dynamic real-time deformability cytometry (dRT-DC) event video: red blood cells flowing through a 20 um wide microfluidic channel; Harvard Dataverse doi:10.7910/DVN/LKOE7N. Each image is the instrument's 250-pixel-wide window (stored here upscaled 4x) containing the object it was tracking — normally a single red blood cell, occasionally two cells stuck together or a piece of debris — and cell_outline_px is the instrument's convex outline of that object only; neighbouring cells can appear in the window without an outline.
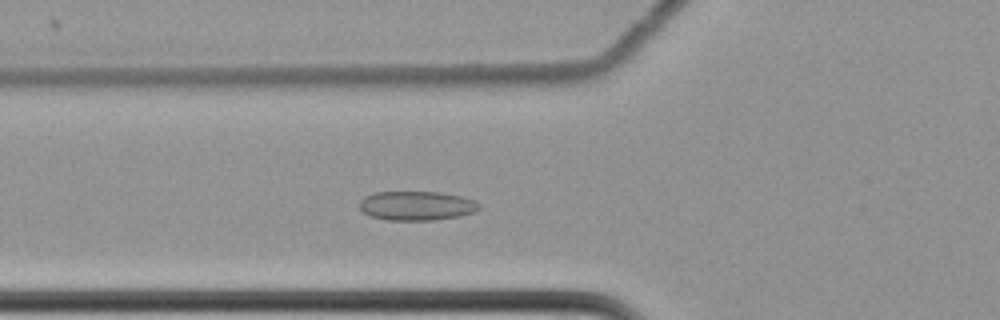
{"species": "common noctule bat (a hibernating species)", "species_latin": "Nyctalus noctula", "temperature_condition": "cold", "stored_images_in_passage": 61, "camera_frame_rate_fps": 3000, "um_per_image_px": 0.085, "animal": {"sex": "female", "body_mass_g": 22.7, "forearm_length_mm": 54.2}, "frame": {"image": 1, "passage_image": 23, "time_ms": 7.333, "image_size_px": [1000, 320], "cell_outline_px": [[480, 208], [476, 212], [460, 216], [432, 220], [388, 220], [368, 216], [360, 208], [360, 200], [364, 196], [372, 192], [440, 192], [460, 196], [472, 200], [480, 204]], "centroid_in_image_um": [35.39, 17.49], "position_along_channel_um": 90.4, "area_um2": 20.46}}
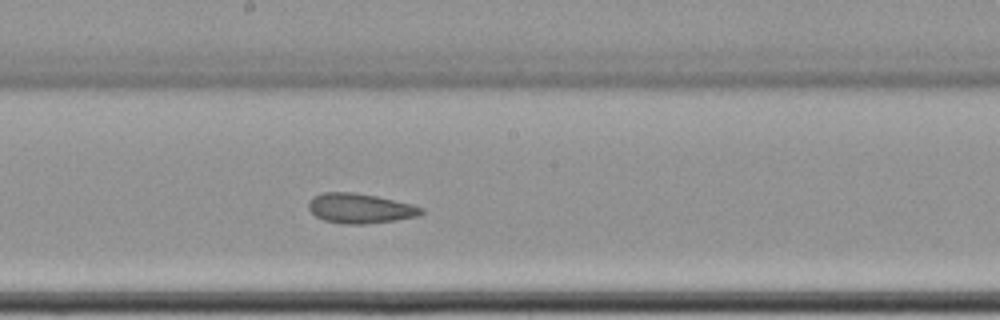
{"frame": {"image": 2, "passage_image": 34, "time_ms": 11.0, "image_size_px": [1000, 320], "cell_outline_px": [[424, 212], [420, 216], [396, 220], [364, 224], [344, 224], [324, 220], [316, 216], [308, 208], [308, 204], [312, 196], [324, 192], [356, 192], [376, 196], [412, 204], [424, 208]], "centroid_in_image_um": [30.62, 17.7], "position_along_channel_um": 217.6, "area_um2": 19.71}}
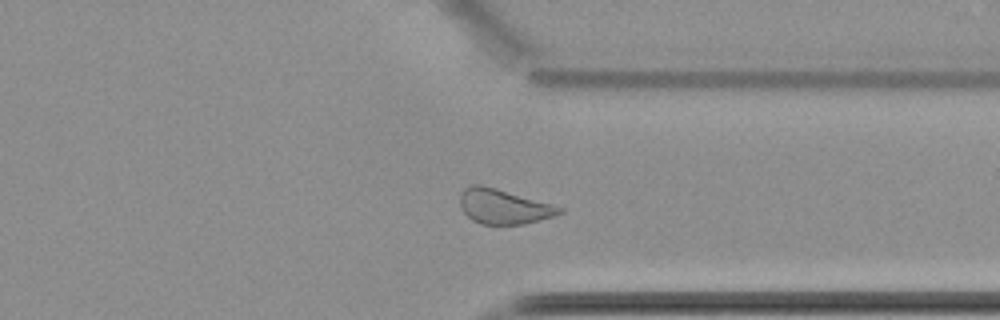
{"frame": {"image": 3, "passage_image": 47, "time_ms": 15.333, "image_size_px": [1000, 320], "cell_outline_px": [[564, 212], [556, 216], [524, 224], [480, 224], [472, 220], [460, 208], [460, 192], [464, 188], [472, 184], [480, 184], [496, 188], [552, 204], [564, 208]], "centroid_in_image_um": [42.8, 17.55], "position_along_channel_um": 368.6, "area_um2": 20.29}, "authors_computed_cell_mechanics": {"area_um2": 21.2704, "velocity_mm_per_s": 3.4725, "shape_relaxation_time_tau1_ms": null, "shape_relaxation_time_tau2_ms": 2.1099, "deformation_change_tau1": null, "deformation_change_tau2": 0.0849}}